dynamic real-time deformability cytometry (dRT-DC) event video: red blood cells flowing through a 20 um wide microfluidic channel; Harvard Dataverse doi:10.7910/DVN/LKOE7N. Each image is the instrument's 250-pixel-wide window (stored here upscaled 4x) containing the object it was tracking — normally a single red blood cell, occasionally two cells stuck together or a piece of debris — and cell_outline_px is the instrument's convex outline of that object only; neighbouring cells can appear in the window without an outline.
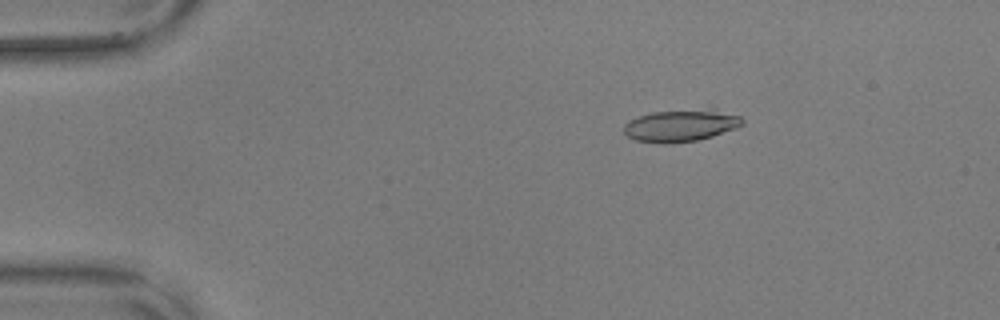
{"species": "common noctule bat (a hibernating species)", "species_latin": "Nyctalus noctula", "temperature_condition": "warm", "stored_images_in_passage": 21, "camera_frame_rate_fps": 3000, "um_per_image_px": 0.085, "animal": {"sex": "male", "body_mass_g": 17.9, "forearm_length_mm": 54.2}, "frame": {"image": 1, "passage_image": 10, "time_ms": 3.0, "image_size_px": [1000, 320], "cell_outline_px": [[744, 124], [736, 128], [712, 136], [696, 140], [664, 144], [636, 140], [628, 136], [624, 132], [624, 124], [628, 120], [652, 112], [716, 108], [740, 116], [744, 120]], "centroid_in_image_um": [57.9, 10.66], "position_along_channel_um": 27.1, "area_um2": 22.2}}
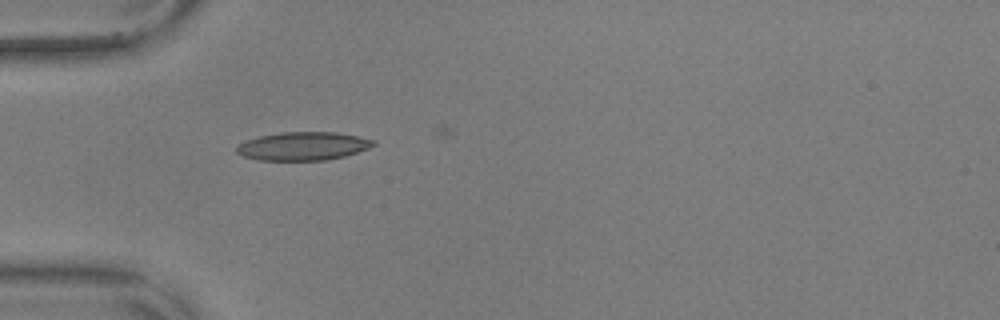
{"frame": {"image": 2, "passage_image": 18, "time_ms": 5.667, "image_size_px": [1000, 320], "cell_outline_px": [[376, 144], [368, 148], [344, 156], [328, 160], [260, 160], [244, 156], [236, 152], [236, 148], [244, 140], [260, 136], [280, 132], [336, 132], [360, 136], [376, 140]], "centroid_in_image_um": [25.78, 12.41], "position_along_channel_um": 59.2, "area_um2": 22.6}}